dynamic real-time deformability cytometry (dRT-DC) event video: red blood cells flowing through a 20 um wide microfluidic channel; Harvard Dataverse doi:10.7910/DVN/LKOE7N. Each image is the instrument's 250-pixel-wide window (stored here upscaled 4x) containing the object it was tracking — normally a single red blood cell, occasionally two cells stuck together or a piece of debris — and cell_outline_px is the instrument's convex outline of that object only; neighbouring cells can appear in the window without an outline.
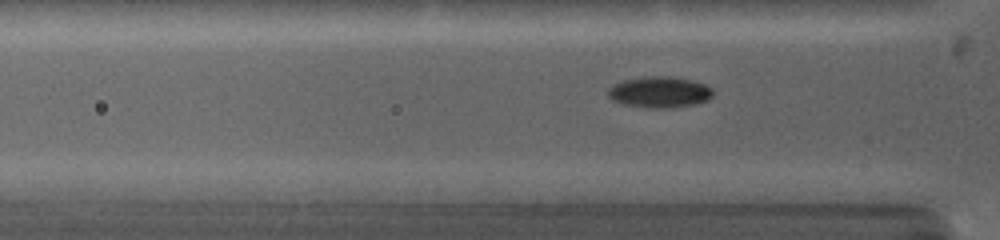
{"species": "common noctule bat (a hibernating species)", "species_latin": "Nyctalus noctula", "temperature_condition": "warm", "stored_images_in_passage": 56, "camera_frame_rate_fps": 5000, "um_per_image_px": 0.085, "animal": {"sex": "female", "body_mass_g": 19.0, "forearm_length_mm": 53.3}, "frame": {"image": 1, "passage_image": 13, "time_ms": 2.8, "image_size_px": [1000, 240], "cell_outline_px": [[712, 96], [708, 100], [696, 104], [668, 108], [652, 108], [624, 104], [612, 100], [608, 96], [608, 88], [624, 80], [640, 76], [672, 76], [692, 80], [704, 84], [712, 88]], "centroid_in_image_um": [56.07, 7.82], "position_along_channel_um": 69.7, "area_um2": 19.07}}
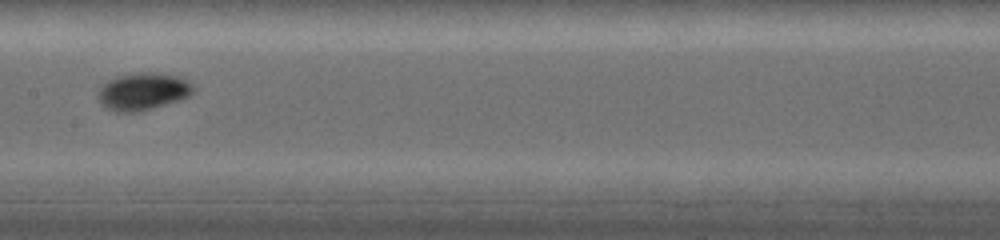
{"frame": {"image": 2, "passage_image": 25, "time_ms": 5.8, "image_size_px": [1000, 240], "cell_outline_px": [[196, 92], [180, 100], [152, 108], [136, 112], [116, 112], [108, 108], [96, 96], [100, 88], [108, 80], [116, 76], [144, 72], [156, 72], [176, 76], [196, 84]], "centroid_in_image_um": [12.21, 7.76], "position_along_channel_um": 195.2, "area_um2": 20.75}}
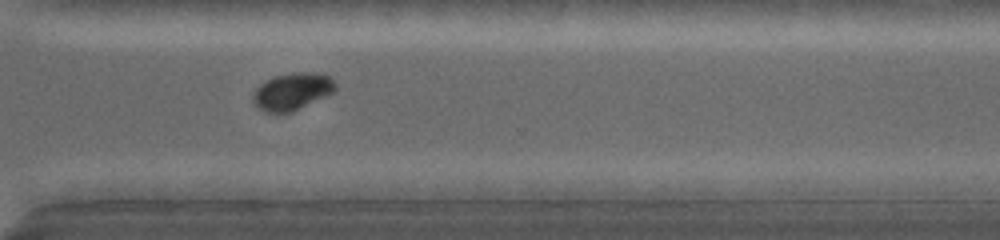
{"frame": {"image": 3, "passage_image": 41, "time_ms": 9.4, "image_size_px": [1000, 240], "cell_outline_px": [[336, 88], [332, 92], [292, 112], [264, 112], [256, 108], [252, 104], [252, 96], [256, 88], [264, 80], [276, 76], [292, 72], [316, 72], [328, 76], [336, 84]], "centroid_in_image_um": [24.77, 7.77], "position_along_channel_um": 345.8, "area_um2": 17.8}, "authors_computed_cell_mechanics": {"area_um2": 17.7157, "velocity_mm_per_s": 4.1831, "shape_relaxation_time_tau1_ms": 2.8214, "shape_relaxation_time_tau2_ms": null, "deformation_change_tau1": 0.1365, "deformation_change_tau2": null}}